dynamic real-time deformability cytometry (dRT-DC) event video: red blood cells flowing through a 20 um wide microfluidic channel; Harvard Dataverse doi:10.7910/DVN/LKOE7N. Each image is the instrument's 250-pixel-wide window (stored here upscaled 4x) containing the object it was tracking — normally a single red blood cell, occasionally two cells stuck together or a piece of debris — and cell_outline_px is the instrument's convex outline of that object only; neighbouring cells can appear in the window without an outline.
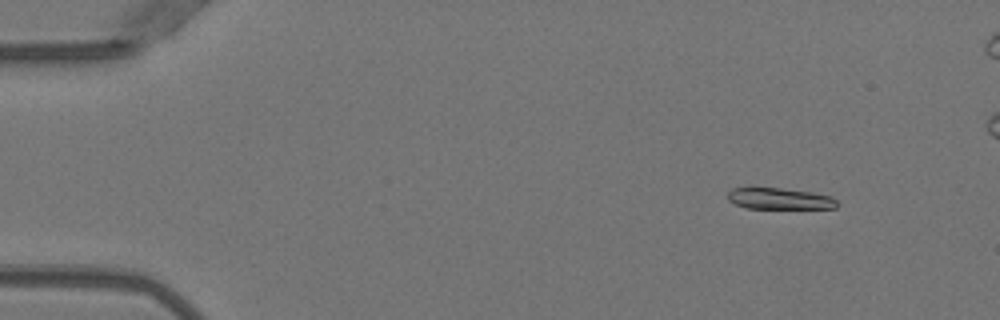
{"species": "Egyptian fruit bat (a non-hibernating species)", "species_latin": "Rousettus aegyptiacus", "temperature_condition": "warm", "stored_images_in_passage": 6, "camera_frame_rate_fps": 3000, "um_per_image_px": 0.085, "animal": {"sex": "female"}, "frame": {"image": 1, "passage_image": 2, "time_ms": 0.333, "image_size_px": [1000, 320], "cell_outline_px": [[840, 204], [836, 208], [744, 208], [728, 200], [728, 192], [732, 188], [780, 188], [812, 192], [832, 196]], "centroid_in_image_um": [66.3, 16.89], "position_along_channel_um": 18.7, "area_um2": 13.58}}
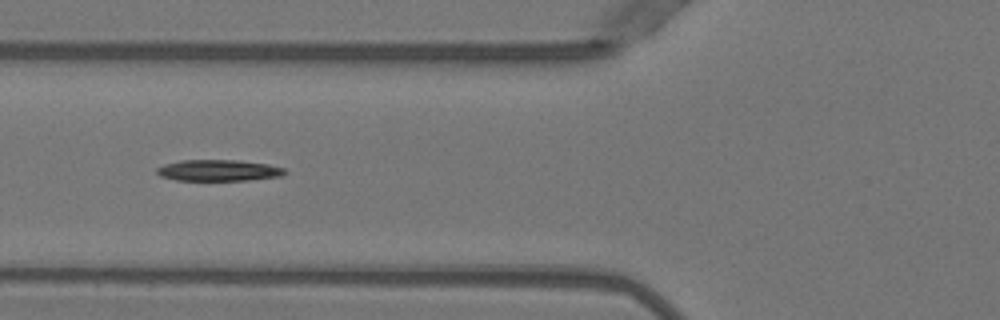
{"frame": {"image": 2, "passage_image": 6, "time_ms": 1.667, "image_size_px": [1000, 320], "cell_outline_px": [[288, 172], [280, 176], [248, 180], [176, 180], [160, 176], [156, 172], [156, 168], [164, 164], [180, 160], [236, 160], [268, 164], [284, 168]], "centroid_in_image_um": [18.56, 14.48], "position_along_channel_um": 107.2, "area_um2": 15.84}}